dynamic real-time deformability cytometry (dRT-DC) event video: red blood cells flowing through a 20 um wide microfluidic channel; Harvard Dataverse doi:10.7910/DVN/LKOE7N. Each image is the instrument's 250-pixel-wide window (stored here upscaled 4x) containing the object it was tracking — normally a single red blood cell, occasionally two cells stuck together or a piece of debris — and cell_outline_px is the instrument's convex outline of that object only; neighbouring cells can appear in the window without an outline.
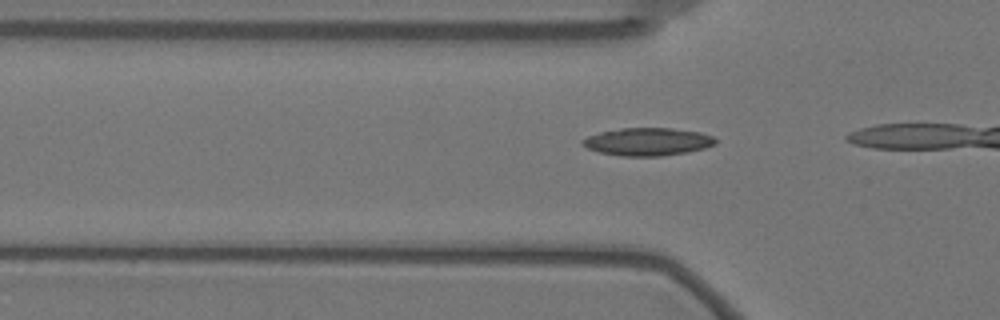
{"species": "Egyptian fruit bat (a non-hibernating species)", "species_latin": "Rousettus aegyptiacus", "temperature_condition": "warm", "stored_images_in_passage": 12, "camera_frame_rate_fps": 3000, "um_per_image_px": 0.085, "animal": {"sex": "female"}, "frame": {"image": 1, "passage_image": 9, "time_ms": 2.667, "image_size_px": [1000, 320], "cell_outline_px": [[716, 144], [704, 148], [688, 152], [660, 156], [624, 156], [600, 152], [588, 148], [580, 144], [580, 140], [588, 136], [600, 132], [620, 128], [672, 128], [700, 132], [712, 136], [716, 140]], "centroid_in_image_um": [55.04, 12.04], "position_along_channel_um": 70.8, "area_um2": 21.5}}